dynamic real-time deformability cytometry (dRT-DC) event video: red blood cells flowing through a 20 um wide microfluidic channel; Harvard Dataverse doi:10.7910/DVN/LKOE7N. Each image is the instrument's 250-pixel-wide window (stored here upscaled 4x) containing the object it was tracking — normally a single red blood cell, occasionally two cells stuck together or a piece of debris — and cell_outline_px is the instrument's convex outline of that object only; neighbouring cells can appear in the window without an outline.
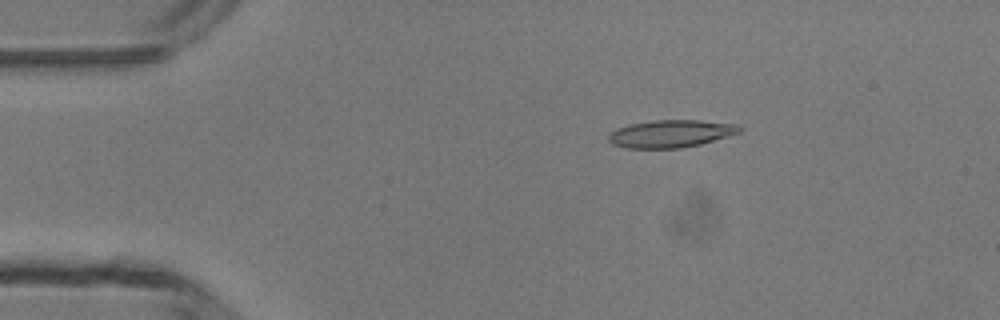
{"species": "common noctule bat (a hibernating species)", "species_latin": "Nyctalus noctula", "temperature_condition": "room temperature", "stored_images_in_passage": 5, "camera_frame_rate_fps": 3000, "um_per_image_px": 0.085, "animal": {"sex": "male", "body_mass_g": 13.3}, "frame": {"image": 1, "passage_image": 3, "time_ms": 2.333, "image_size_px": [1000, 320], "cell_outline_px": [[740, 132], [728, 136], [700, 144], [680, 148], [624, 148], [612, 144], [608, 140], [608, 136], [616, 128], [628, 124], [656, 120], [700, 120], [736, 124], [740, 128]], "centroid_in_image_um": [56.97, 11.36], "position_along_channel_um": 28.0, "area_um2": 20.92}}
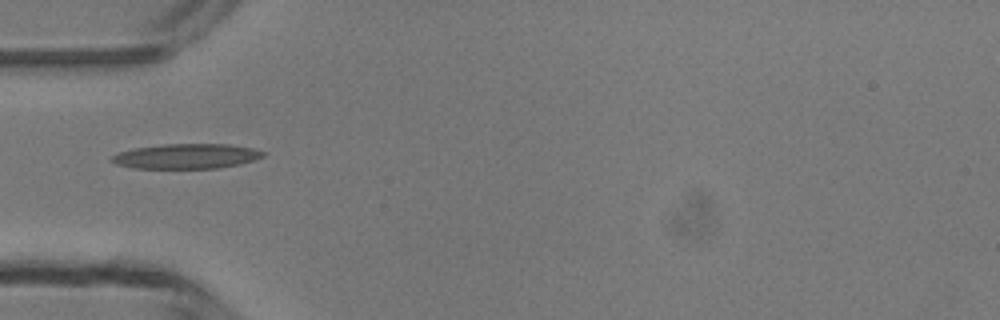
{"frame": {"image": 2, "passage_image": 5, "time_ms": 4.667, "image_size_px": [1000, 320], "cell_outline_px": [[264, 156], [252, 160], [236, 164], [216, 168], [132, 168], [116, 164], [112, 160], [112, 156], [120, 152], [136, 148], [164, 144], [228, 144], [252, 148], [264, 152]], "centroid_in_image_um": [15.83, 13.27], "position_along_channel_um": 69.2, "area_um2": 21.56}}